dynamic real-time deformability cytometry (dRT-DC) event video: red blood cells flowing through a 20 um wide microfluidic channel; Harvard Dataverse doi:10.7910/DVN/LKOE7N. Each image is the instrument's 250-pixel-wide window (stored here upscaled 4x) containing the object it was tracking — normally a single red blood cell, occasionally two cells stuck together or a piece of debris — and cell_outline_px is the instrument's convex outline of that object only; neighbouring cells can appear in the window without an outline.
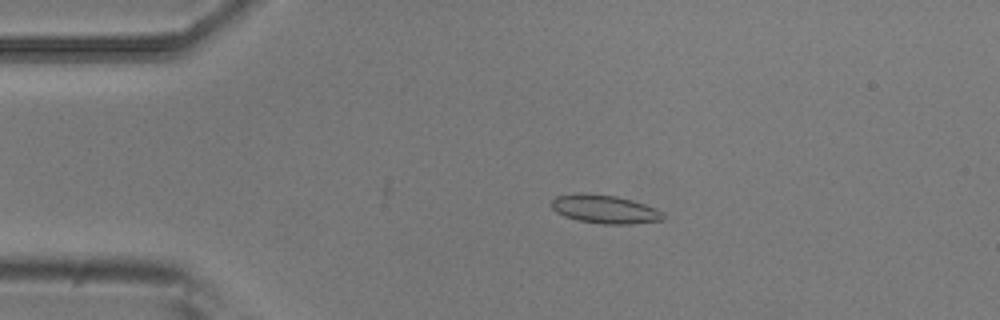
{"species": "common noctule bat (a hibernating species)", "species_latin": "Nyctalus noctula", "temperature_condition": "room temperature", "stored_images_in_passage": 6, "camera_frame_rate_fps": 3000, "um_per_image_px": 0.085, "animal": {"sex": "male", "body_mass_g": 20.5, "forearm_length_mm": 52.5}, "frame": {"image": 1, "passage_image": 2, "time_ms": 0.333, "image_size_px": [1000, 320], "cell_outline_px": [[668, 216], [664, 220], [632, 224], [604, 224], [576, 220], [564, 216], [556, 212], [552, 208], [552, 200], [556, 196], [576, 192], [580, 192], [616, 196], [632, 200], [656, 208], [664, 212]], "centroid_in_image_um": [51.43, 17.78], "position_along_channel_um": 33.6, "area_um2": 18.84}}
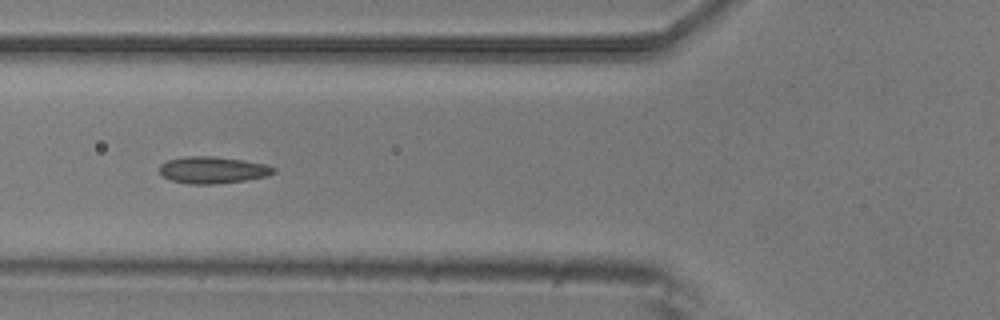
{"frame": {"image": 2, "passage_image": 4, "time_ms": 1.0, "image_size_px": [1000, 320], "cell_outline_px": [[276, 172], [268, 176], [244, 180], [216, 184], [192, 184], [168, 180], [160, 176], [160, 164], [168, 160], [184, 156], [212, 156], [244, 160], [268, 164], [276, 168]], "centroid_in_image_um": [18.08, 14.45], "position_along_channel_um": 107.7, "area_um2": 18.09}}
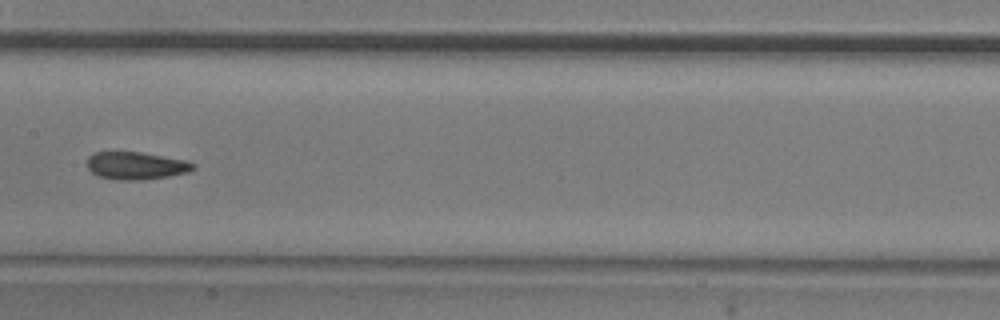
{"frame": {"image": 3, "passage_image": 6, "time_ms": 1.667, "image_size_px": [1000, 320], "cell_outline_px": [[196, 168], [188, 172], [168, 176], [144, 180], [116, 180], [100, 176], [92, 172], [88, 168], [88, 156], [96, 152], [140, 152], [188, 160], [196, 164]], "centroid_in_image_um": [11.61, 14.08], "position_along_channel_um": 195.8, "area_um2": 17.11}}